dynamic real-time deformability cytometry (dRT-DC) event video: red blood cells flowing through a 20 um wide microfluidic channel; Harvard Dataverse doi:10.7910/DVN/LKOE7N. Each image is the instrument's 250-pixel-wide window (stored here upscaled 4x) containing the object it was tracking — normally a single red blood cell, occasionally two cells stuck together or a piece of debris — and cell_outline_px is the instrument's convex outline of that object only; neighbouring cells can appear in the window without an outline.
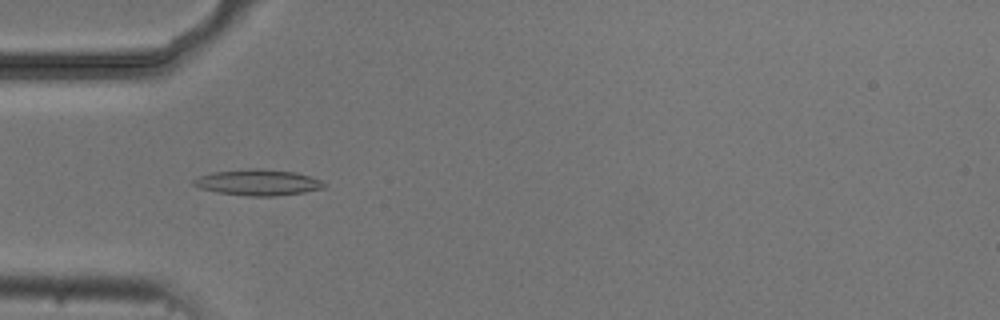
{"species": "common noctule bat (a hibernating species)", "species_latin": "Nyctalus noctula", "temperature_condition": "cold", "stored_images_in_passage": 5, "camera_frame_rate_fps": 3000, "um_per_image_px": 0.085, "animal": {"sex": "male", "body_mass_g": 20.5, "forearm_length_mm": 52.5}, "frame": {"image": 1, "passage_image": 4, "time_ms": 5.0, "image_size_px": [1000, 320], "cell_outline_px": [[328, 184], [324, 188], [304, 192], [276, 196], [248, 196], [216, 192], [200, 188], [192, 184], [192, 180], [200, 176], [212, 172], [248, 168], [260, 168], [296, 172], [320, 180]], "centroid_in_image_um": [21.92, 15.5], "position_along_channel_um": 63.1, "area_um2": 19.88}}
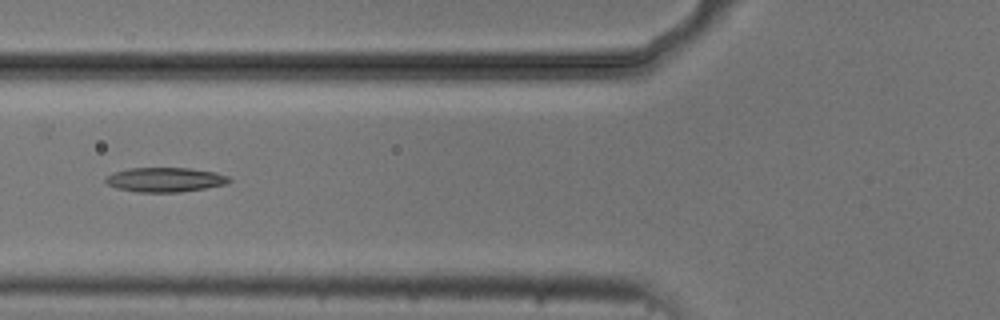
{"frame": {"image": 2, "passage_image": 5, "time_ms": 6.333, "image_size_px": [1000, 320], "cell_outline_px": [[232, 180], [224, 184], [204, 188], [180, 192], [136, 192], [116, 188], [108, 184], [104, 180], [112, 172], [128, 168], [188, 168], [216, 172], [228, 176]], "centroid_in_image_um": [14.0, 15.27], "position_along_channel_um": 111.8, "area_um2": 17.57}}